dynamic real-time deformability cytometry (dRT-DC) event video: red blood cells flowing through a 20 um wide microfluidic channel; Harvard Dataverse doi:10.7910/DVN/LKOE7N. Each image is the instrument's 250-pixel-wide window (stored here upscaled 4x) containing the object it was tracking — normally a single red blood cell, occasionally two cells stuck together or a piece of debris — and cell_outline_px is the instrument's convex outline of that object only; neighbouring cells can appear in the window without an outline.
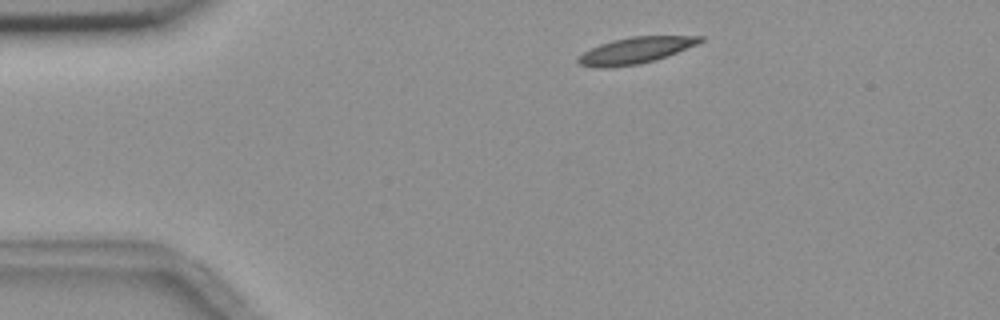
{"species": "common noctule bat (a hibernating species)", "species_latin": "Nyctalus noctula", "temperature_condition": "room temperature", "stored_images_in_passage": 7, "camera_frame_rate_fps": 3000, "um_per_image_px": 0.085, "animal": {"sex": "female", "body_mass_g": 18.4}, "frame": {"image": 1, "passage_image": 1, "time_ms": 0.0, "image_size_px": [1000, 320], "cell_outline_px": [[704, 40], [696, 44], [668, 56], [656, 60], [640, 64], [604, 68], [596, 68], [580, 64], [576, 60], [576, 56], [600, 44], [612, 40], [632, 36], [704, 36]], "centroid_in_image_um": [53.99, 4.29], "position_along_channel_um": 31.0, "area_um2": 18.73}}
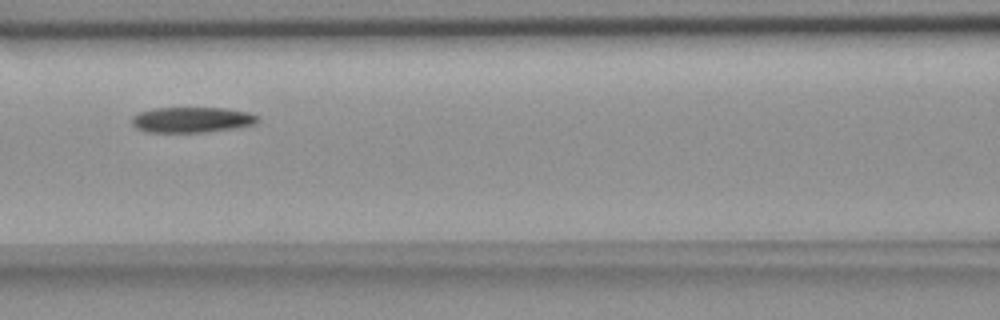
{"frame": {"image": 2, "passage_image": 5, "time_ms": 4.667, "image_size_px": [1000, 320], "cell_outline_px": [[260, 120], [256, 124], [236, 128], [204, 132], [148, 132], [136, 128], [132, 124], [132, 116], [140, 112], [152, 108], [228, 108], [248, 112], [260, 116]], "centroid_in_image_um": [16.35, 10.18], "position_along_channel_um": 150.3, "area_um2": 18.9}}
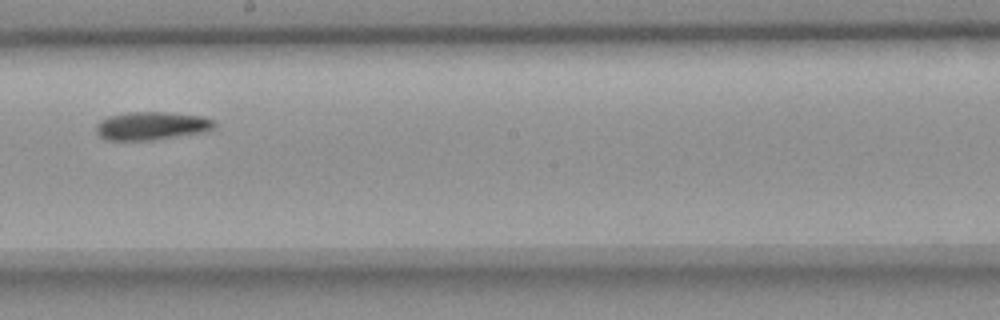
{"frame": {"image": 3, "passage_image": 7, "time_ms": 7.0, "image_size_px": [1000, 320], "cell_outline_px": [[216, 124], [212, 128], [204, 132], [152, 140], [108, 140], [100, 136], [96, 132], [96, 124], [100, 120], [108, 116], [128, 112], [168, 112], [200, 116], [212, 120]], "centroid_in_image_um": [12.84, 10.69], "position_along_channel_um": 235.4, "area_um2": 19.31}}